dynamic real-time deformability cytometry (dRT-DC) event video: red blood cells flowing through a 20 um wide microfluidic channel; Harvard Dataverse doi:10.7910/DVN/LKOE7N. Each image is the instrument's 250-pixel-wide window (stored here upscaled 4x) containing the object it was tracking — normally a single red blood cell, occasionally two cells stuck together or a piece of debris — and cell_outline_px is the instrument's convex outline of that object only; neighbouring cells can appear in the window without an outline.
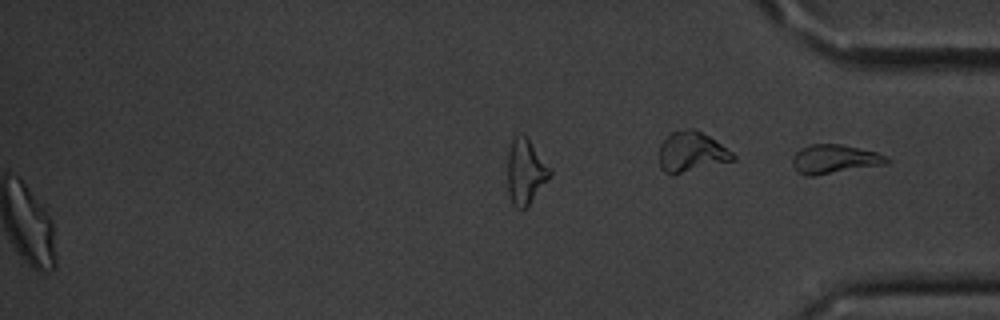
{"species": "common noctule bat (a hibernating species)", "species_latin": "Nyctalus noctula", "temperature_condition": "cold", "stored_images_in_passage": 57, "segment_of_instrument_passage": [2, 2], "camera_frame_rate_fps": 3000, "um_per_image_px": 0.085, "animal": {"sex": "male", "body_mass_g": 20.1, "forearm_length_mm": 53.5}, "frame": {"image": 1, "passage_image": 57, "time_ms": 18.667, "image_size_px": [1000, 320], "cell_outline_px": [[888, 160], [884, 164], [812, 176], [804, 176], [796, 172], [792, 164], [792, 156], [800, 148], [812, 144], [840, 144], [876, 152], [884, 156]], "centroid_in_image_um": [70.83, 13.53], "position_along_channel_um": 364.4, "area_um2": 15.66}}